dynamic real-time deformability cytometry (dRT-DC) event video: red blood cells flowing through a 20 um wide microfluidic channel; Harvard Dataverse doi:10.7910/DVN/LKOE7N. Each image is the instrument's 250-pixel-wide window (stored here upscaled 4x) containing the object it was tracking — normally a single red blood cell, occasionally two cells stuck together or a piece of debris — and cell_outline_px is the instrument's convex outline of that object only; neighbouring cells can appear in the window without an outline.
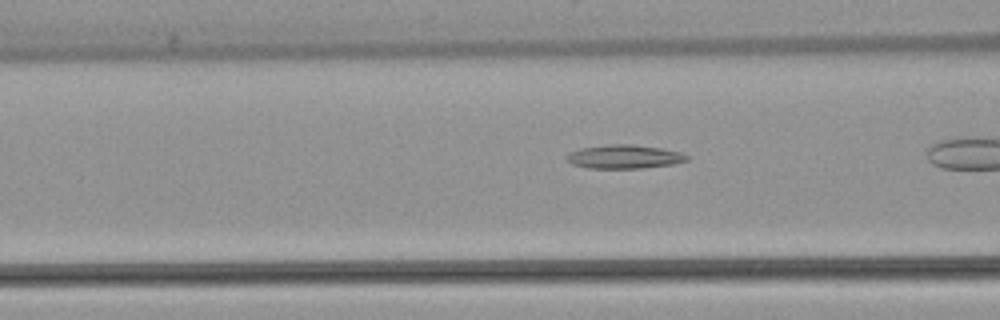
{"species": "common noctule bat (a hibernating species)", "species_latin": "Nyctalus noctula", "temperature_condition": "warm", "stored_images_in_passage": 30, "camera_frame_rate_fps": 3000, "um_per_image_px": 0.085, "animal": {"sex": "female", "body_mass_g": 22.7, "forearm_length_mm": 54.2}, "frame": {"image": 1, "passage_image": 9, "time_ms": 2.667, "image_size_px": [1000, 320], "cell_outline_px": [[688, 160], [672, 164], [640, 168], [588, 168], [572, 164], [568, 160], [568, 152], [580, 148], [612, 144], [632, 144], [660, 148], [680, 152], [688, 156]], "centroid_in_image_um": [53.05, 13.31], "position_along_channel_um": 113.5, "area_um2": 16.42}}